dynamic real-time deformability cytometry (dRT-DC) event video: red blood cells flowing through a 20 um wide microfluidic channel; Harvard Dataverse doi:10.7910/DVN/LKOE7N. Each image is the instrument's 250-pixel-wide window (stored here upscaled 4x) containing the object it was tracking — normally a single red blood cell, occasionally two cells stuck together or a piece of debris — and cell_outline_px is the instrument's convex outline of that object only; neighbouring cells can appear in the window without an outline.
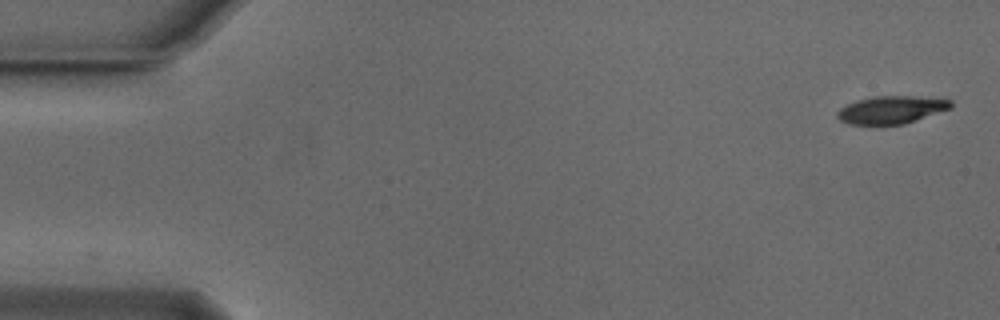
{"species": "Egyptian fruit bat (a non-hibernating species)", "species_latin": "Rousettus aegyptiacus", "temperature_condition": "cold", "stored_images_in_passage": 48, "camera_frame_rate_fps": 3000, "um_per_image_px": 0.085, "animal": {"sex": "male"}, "frame": {"image": 1, "passage_image": 1, "time_ms": 0.0, "image_size_px": [1000, 320], "cell_outline_px": [[952, 108], [904, 124], [848, 124], [840, 120], [836, 116], [836, 112], [840, 108], [856, 100], [876, 96], [912, 96], [952, 100]], "centroid_in_image_um": [75.75, 9.33], "position_along_channel_um": 9.2, "area_um2": 18.21}}
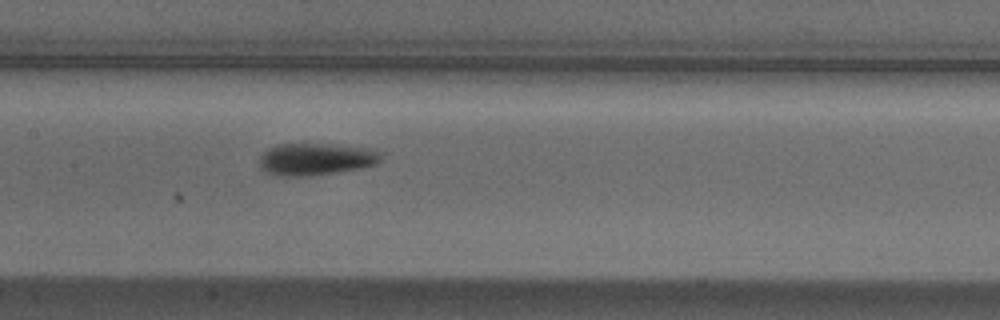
{"frame": {"image": 2, "passage_image": 25, "time_ms": 8.0, "image_size_px": [1000, 320], "cell_outline_px": [[380, 160], [376, 164], [360, 168], [312, 176], [280, 176], [268, 172], [260, 168], [260, 156], [268, 148], [276, 144], [320, 144], [372, 148], [380, 156]], "centroid_in_image_um": [26.8, 13.53], "position_along_channel_um": 180.6, "area_um2": 22.48}}
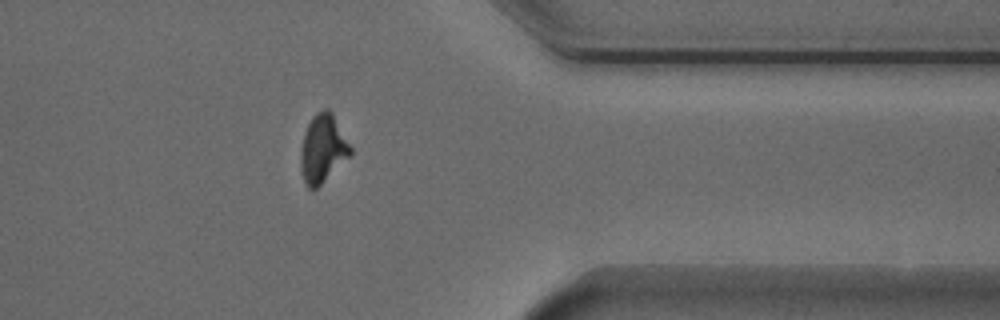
{"frame": {"image": 3, "passage_image": 42, "time_ms": 13.667, "image_size_px": [1000, 320], "cell_outline_px": [[352, 152], [316, 188], [308, 188], [304, 180], [300, 164], [300, 152], [304, 132], [312, 116], [316, 112], [324, 108], [328, 108], [332, 112], [352, 148]], "centroid_in_image_um": [27.41, 12.57], "position_along_channel_um": 384.0, "area_um2": 19.36}, "authors_computed_cell_mechanics": {"area_um2": 20.0277, "velocity_mm_per_s": 3.8454, "shape_relaxation_time_tau1_ms": 1.9765, "shape_relaxation_time_tau2_ms": 6.9097, "deformation_change_tau1": 0.1317, "deformation_change_tau2": 0.1469}}